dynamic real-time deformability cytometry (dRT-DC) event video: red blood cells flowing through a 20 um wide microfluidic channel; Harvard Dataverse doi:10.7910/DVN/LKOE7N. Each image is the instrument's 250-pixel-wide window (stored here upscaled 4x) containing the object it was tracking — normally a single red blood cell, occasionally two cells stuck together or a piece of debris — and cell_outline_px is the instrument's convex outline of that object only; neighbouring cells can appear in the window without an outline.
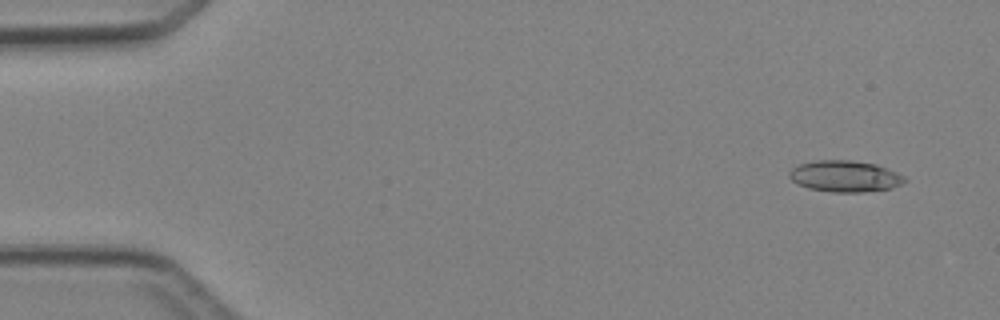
{"species": "Egyptian fruit bat (a non-hibernating species)", "species_latin": "Rousettus aegyptiacus", "temperature_condition": "cold", "stored_images_in_passage": 4, "camera_frame_rate_fps": 3000, "um_per_image_px": 0.085, "animal": {"sex": "female"}, "frame": {"image": 1, "passage_image": 1, "time_ms": 0.0, "image_size_px": [1000, 320], "cell_outline_px": [[908, 180], [892, 188], [864, 192], [832, 192], [808, 188], [792, 180], [788, 176], [788, 172], [792, 168], [800, 164], [816, 160], [852, 160], [876, 164], [896, 172], [904, 176]], "centroid_in_image_um": [71.82, 14.98], "position_along_channel_um": 13.2, "area_um2": 21.04}}
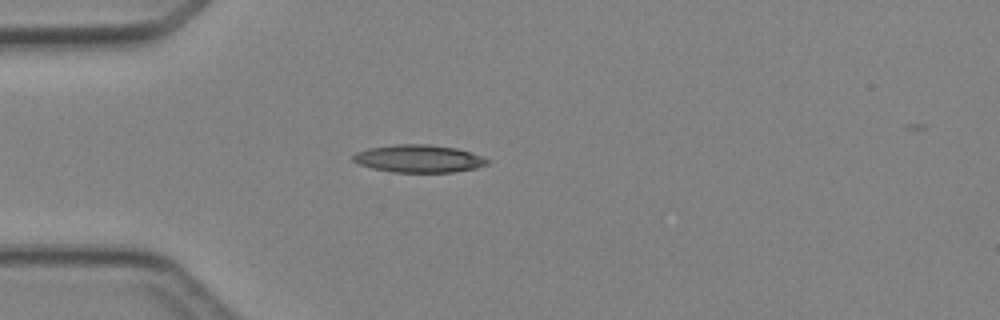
{"frame": {"image": 2, "passage_image": 4, "time_ms": 3.333, "image_size_px": [1000, 320], "cell_outline_px": [[492, 160], [488, 164], [476, 168], [452, 172], [392, 172], [372, 168], [360, 164], [352, 160], [352, 156], [356, 152], [368, 148], [392, 144], [428, 144], [456, 148], [472, 152]], "centroid_in_image_um": [35.61, 13.48], "position_along_channel_um": 49.4, "area_um2": 21.79}}